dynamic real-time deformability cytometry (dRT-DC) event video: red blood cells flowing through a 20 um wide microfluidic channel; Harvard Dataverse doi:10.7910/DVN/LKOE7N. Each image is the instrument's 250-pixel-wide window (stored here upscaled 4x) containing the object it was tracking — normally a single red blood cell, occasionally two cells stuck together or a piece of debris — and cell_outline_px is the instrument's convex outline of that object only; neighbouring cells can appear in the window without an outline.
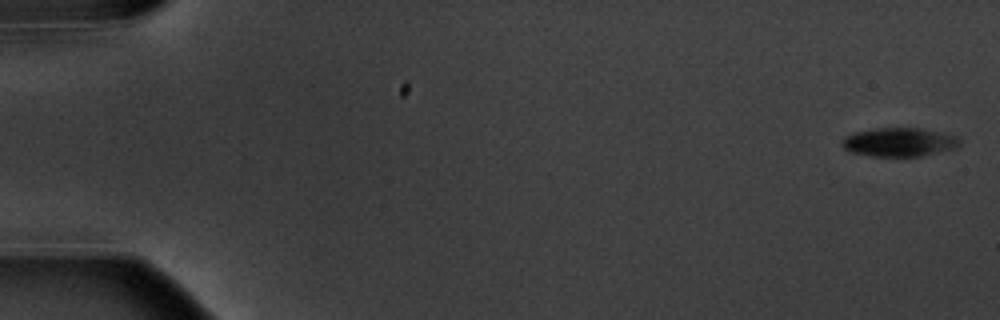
{"species": "common noctule bat (a hibernating species)", "species_latin": "Nyctalus noctula", "temperature_condition": "warm", "stored_images_in_passage": 4, "camera_frame_rate_fps": 3000, "um_per_image_px": 0.085, "animal": {"sex": "male", "body_mass_g": 20.1, "forearm_length_mm": 53.5}, "frame": {"image": 1, "passage_image": 1, "time_ms": 0.0, "image_size_px": [1000, 320], "cell_outline_px": [[960, 148], [920, 156], [872, 156], [852, 152], [844, 148], [840, 144], [840, 140], [844, 136], [852, 132], [872, 128], [920, 128], [960, 136]], "centroid_in_image_um": [76.44, 12.07], "position_along_channel_um": 8.6, "area_um2": 20.11}}